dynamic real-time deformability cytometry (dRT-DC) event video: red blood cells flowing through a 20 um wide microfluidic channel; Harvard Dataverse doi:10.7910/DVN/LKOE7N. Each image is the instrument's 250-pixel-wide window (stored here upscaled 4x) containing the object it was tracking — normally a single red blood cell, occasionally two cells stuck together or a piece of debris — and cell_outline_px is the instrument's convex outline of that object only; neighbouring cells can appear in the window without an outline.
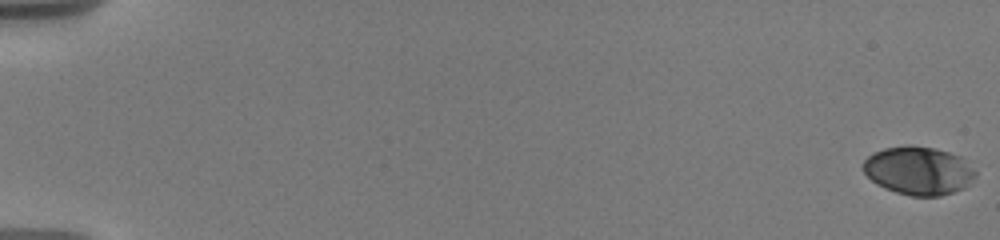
{"species": "human", "species_latin": "Homo sapiens", "temperature_condition": "warm", "stored_images_in_passage": 25, "camera_frame_rate_fps": 3000, "um_per_image_px": 0.085, "donor": {"sex": "male"}, "frame": {"image": 1, "passage_image": 1, "time_ms": 0.0, "image_size_px": [1000, 240], "cell_outline_px": [[976, 176], [964, 188], [940, 196], [912, 196], [896, 192], [884, 188], [876, 184], [864, 172], [864, 160], [872, 152], [884, 148], [908, 144], [936, 148], [960, 156], [976, 172]], "centroid_in_image_um": [78.06, 14.49], "position_along_channel_um": 6.9, "area_um2": 31.62}}
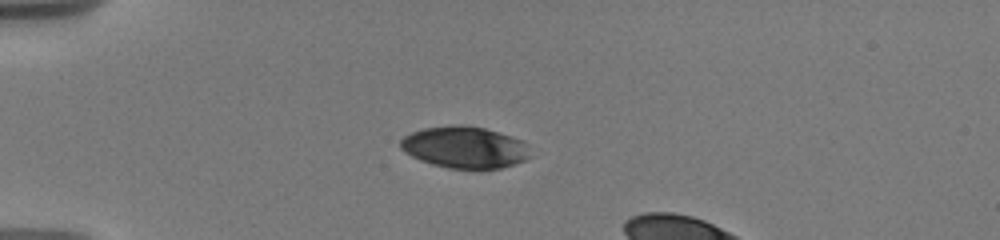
{"frame": {"image": 2, "passage_image": 17, "time_ms": 5.333, "image_size_px": [1000, 240], "cell_outline_px": [[528, 156], [524, 160], [500, 168], [448, 168], [432, 164], [420, 160], [404, 152], [400, 148], [400, 140], [404, 136], [412, 132], [424, 128], [452, 124], [460, 124], [484, 128], [520, 140], [524, 144]], "centroid_in_image_um": [39.39, 12.51], "position_along_channel_um": 45.6, "area_um2": 30.92}}
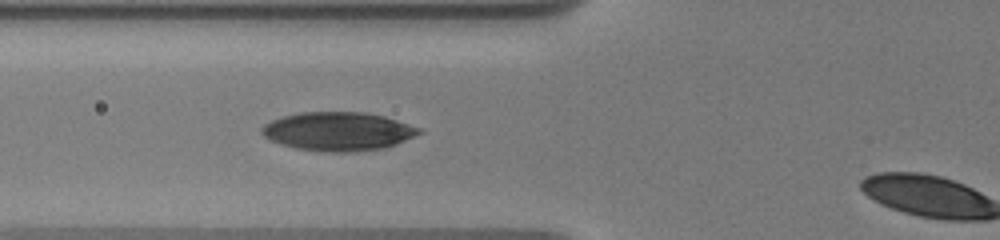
{"frame": {"image": 3, "passage_image": 24, "time_ms": 7.667, "image_size_px": [1000, 240], "cell_outline_px": [[424, 132], [396, 144], [384, 148], [348, 152], [332, 152], [296, 148], [280, 144], [268, 140], [260, 132], [260, 128], [264, 124], [272, 120], [284, 116], [300, 112], [368, 112], [384, 116], [424, 128]], "centroid_in_image_um": [28.76, 11.16], "position_along_channel_um": 97.0, "area_um2": 35.66}}